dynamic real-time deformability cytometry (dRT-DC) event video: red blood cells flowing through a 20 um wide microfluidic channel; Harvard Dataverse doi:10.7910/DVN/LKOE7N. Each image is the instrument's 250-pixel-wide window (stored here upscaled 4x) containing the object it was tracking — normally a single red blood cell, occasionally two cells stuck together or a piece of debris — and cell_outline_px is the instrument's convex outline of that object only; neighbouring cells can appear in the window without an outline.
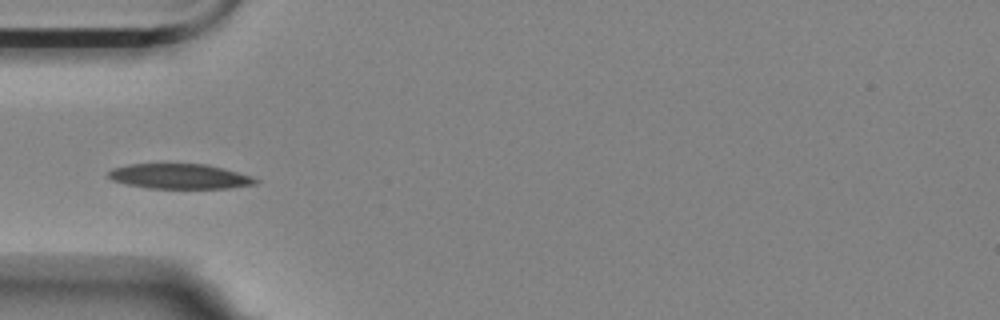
{"species": "Egyptian fruit bat (a non-hibernating species)", "species_latin": "Rousettus aegyptiacus", "temperature_condition": "room temperature", "stored_images_in_passage": 29, "camera_frame_rate_fps": 3000, "um_per_image_px": 0.085, "animal": {"sex": "female"}, "frame": {"image": 1, "passage_image": 1, "time_ms": 0.0, "image_size_px": [1000, 320], "cell_outline_px": [[260, 180], [256, 184], [232, 188], [148, 188], [128, 184], [112, 180], [108, 176], [108, 172], [112, 168], [128, 164], [204, 164], [224, 168], [252, 176]], "centroid_in_image_um": [15.3, 14.99], "position_along_channel_um": 69.7, "area_um2": 21.44}}
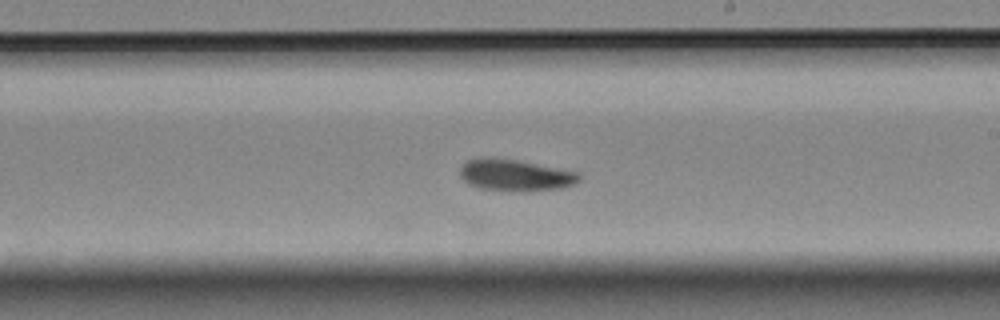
{"frame": {"image": 2, "passage_image": 16, "time_ms": 5.0, "image_size_px": [1000, 320], "cell_outline_px": [[580, 180], [572, 184], [560, 188], [528, 192], [524, 192], [480, 188], [468, 184], [460, 176], [460, 168], [468, 160], [476, 156], [492, 156], [516, 160], [576, 172], [580, 176]], "centroid_in_image_um": [43.72, 14.88], "position_along_channel_um": 245.3, "area_um2": 22.02}}
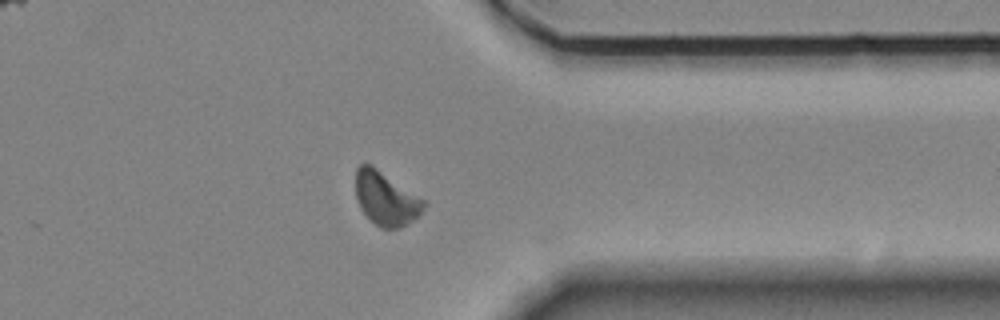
{"frame": {"image": 3, "passage_image": 28, "time_ms": 9.0, "image_size_px": [1000, 320], "cell_outline_px": [[428, 204], [412, 220], [400, 228], [380, 228], [360, 208], [356, 200], [356, 168], [360, 164], [372, 164], [424, 200]], "centroid_in_image_um": [32.78, 16.85], "position_along_channel_um": 378.6, "area_um2": 21.04}, "authors_computed_cell_mechanics": {"area_um2": 21.5016, "velocity_mm_per_s": 3.503, "shape_relaxation_time_tau1_ms": 3.8881, "shape_relaxation_time_tau2_ms": 7.8273, "deformation_change_tau1": 0.1042, "deformation_change_tau2": 0.1141}}